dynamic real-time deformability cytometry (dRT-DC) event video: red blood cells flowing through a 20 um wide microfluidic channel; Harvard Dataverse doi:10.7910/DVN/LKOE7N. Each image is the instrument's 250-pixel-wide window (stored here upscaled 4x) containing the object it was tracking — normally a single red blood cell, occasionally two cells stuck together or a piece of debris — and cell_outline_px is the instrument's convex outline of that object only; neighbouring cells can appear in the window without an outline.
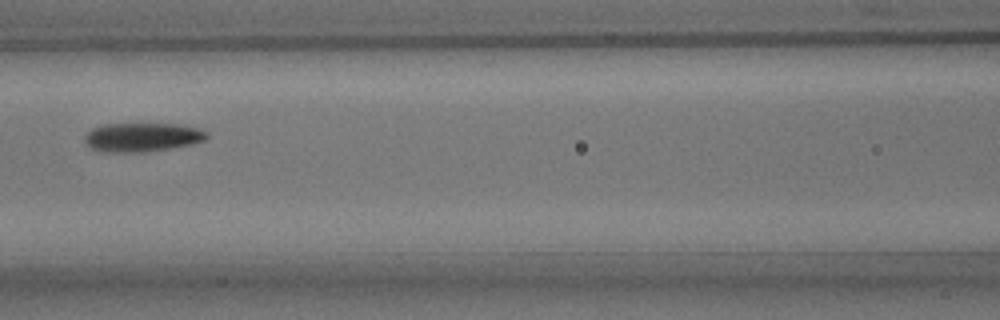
{"species": "common noctule bat (a hibernating species)", "species_latin": "Nyctalus noctula", "temperature_condition": "room temperature", "stored_images_in_passage": 10, "camera_frame_rate_fps": 3000, "um_per_image_px": 0.085, "animal": {"sex": "male", "body_mass_g": 15.6}, "frame": {"image": 1, "passage_image": 7, "time_ms": 8.0, "image_size_px": [1000, 320], "cell_outline_px": [[208, 136], [204, 140], [192, 144], [168, 148], [140, 152], [104, 152], [92, 148], [84, 140], [84, 136], [92, 128], [104, 124], [176, 124], [200, 128], [208, 132]], "centroid_in_image_um": [12.09, 11.65], "position_along_channel_um": 154.5, "area_um2": 20.4}}
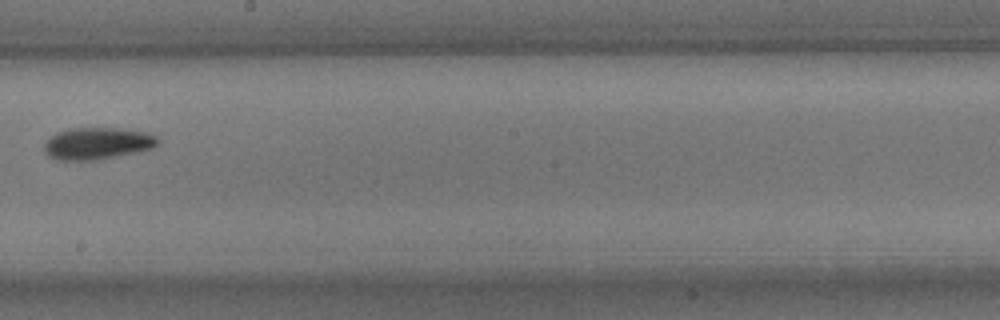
{"frame": {"image": 2, "passage_image": 9, "time_ms": 10.333, "image_size_px": [1000, 320], "cell_outline_px": [[160, 144], [152, 148], [92, 160], [56, 160], [48, 156], [44, 152], [44, 144], [56, 132], [72, 128], [120, 128], [148, 132], [156, 136], [160, 140]], "centroid_in_image_um": [8.27, 12.17], "position_along_channel_um": 239.9, "area_um2": 20.98}}
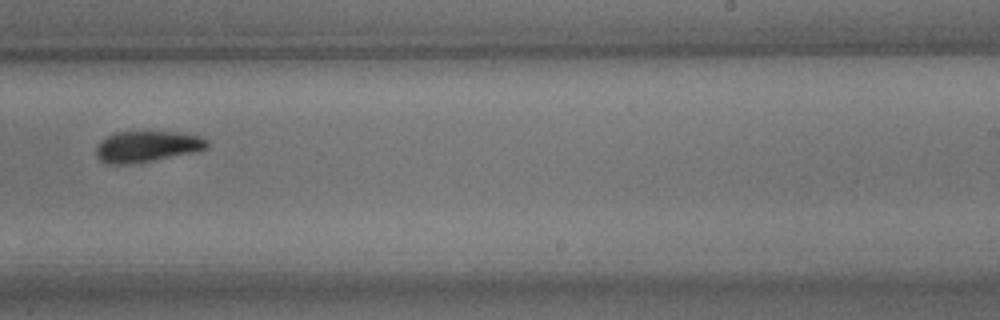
{"frame": {"image": 3, "passage_image": 10, "time_ms": 11.333, "image_size_px": [1000, 320], "cell_outline_px": [[208, 148], [196, 152], [132, 164], [108, 164], [100, 160], [96, 156], [96, 148], [100, 140], [116, 132], [176, 132], [196, 136], [208, 140]], "centroid_in_image_um": [12.47, 12.46], "position_along_channel_um": 276.5, "area_um2": 20.0}}